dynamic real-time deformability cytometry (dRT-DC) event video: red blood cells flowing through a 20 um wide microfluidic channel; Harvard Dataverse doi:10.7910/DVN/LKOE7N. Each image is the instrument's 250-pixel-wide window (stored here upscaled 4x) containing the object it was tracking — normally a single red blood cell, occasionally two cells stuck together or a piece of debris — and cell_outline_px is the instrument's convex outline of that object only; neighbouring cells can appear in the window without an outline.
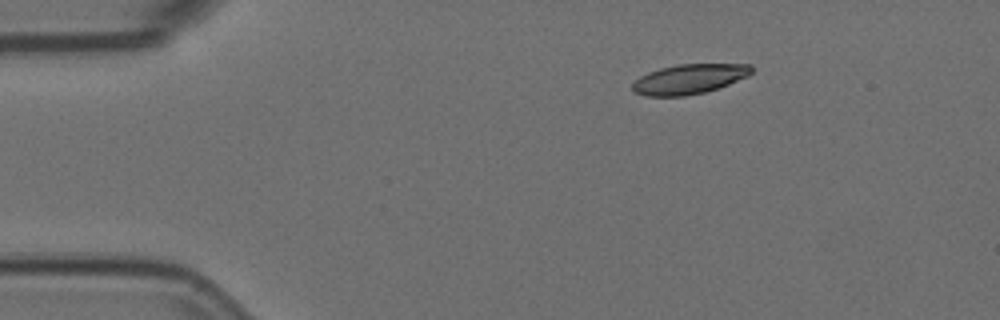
{"species": "Egyptian fruit bat (a non-hibernating species)", "species_latin": "Rousettus aegyptiacus", "temperature_condition": "room temperature", "stored_images_in_passage": 2, "camera_frame_rate_fps": 3000, "um_per_image_px": 0.085, "animal": {"sex": "female"}, "frame": {"image": 1, "passage_image": 1, "time_ms": 0.0, "image_size_px": [1000, 320], "cell_outline_px": [[752, 72], [748, 76], [728, 84], [704, 92], [684, 96], [644, 96], [632, 92], [632, 84], [640, 76], [648, 72], [660, 68], [680, 64], [752, 64]], "centroid_in_image_um": [58.55, 6.72], "position_along_channel_um": 26.5, "area_um2": 20.63}}